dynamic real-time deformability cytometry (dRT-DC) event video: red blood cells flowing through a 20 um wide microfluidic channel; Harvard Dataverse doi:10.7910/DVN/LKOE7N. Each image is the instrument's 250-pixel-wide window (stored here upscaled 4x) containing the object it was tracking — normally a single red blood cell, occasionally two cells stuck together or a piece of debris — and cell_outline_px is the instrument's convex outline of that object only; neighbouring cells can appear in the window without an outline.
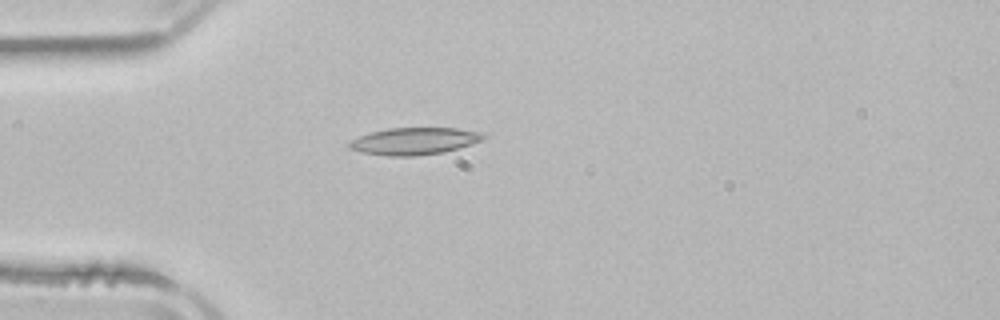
{"species": "common noctule bat (a hibernating species)", "species_latin": "Nyctalus noctula", "temperature_condition": "room temperature", "stored_images_in_passage": 4, "camera_frame_rate_fps": 3000, "um_per_image_px": 0.085, "animal": {"sex": "male", "body_mass_g": 21.5, "forearm_length_mm": 52.0}, "frame": {"image": 1, "passage_image": 4, "time_ms": 4.333, "image_size_px": [1000, 320], "cell_outline_px": [[488, 136], [484, 140], [444, 152], [416, 156], [388, 156], [360, 152], [352, 148], [348, 144], [352, 140], [360, 136], [372, 132], [388, 128], [456, 128], [484, 132]], "centroid_in_image_um": [35.29, 11.99], "position_along_channel_um": 49.7, "area_um2": 21.15}}